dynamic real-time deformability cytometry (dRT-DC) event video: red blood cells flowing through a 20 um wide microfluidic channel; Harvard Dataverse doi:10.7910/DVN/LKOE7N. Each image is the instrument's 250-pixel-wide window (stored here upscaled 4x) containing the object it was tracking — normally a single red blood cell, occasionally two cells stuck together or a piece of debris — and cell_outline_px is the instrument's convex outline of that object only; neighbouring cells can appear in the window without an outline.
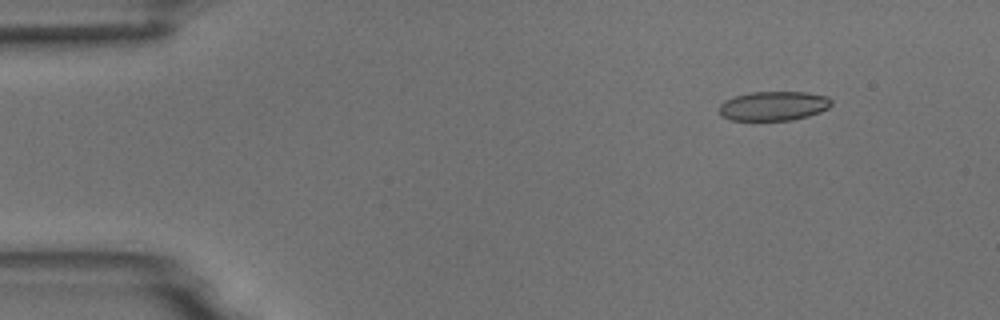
{"species": "common noctule bat (a hibernating species)", "species_latin": "Nyctalus noctula", "temperature_condition": "room temperature", "stored_images_in_passage": 7, "camera_frame_rate_fps": 3000, "um_per_image_px": 0.085, "animal": {"sex": "male", "body_mass_g": 18.8}, "frame": {"image": 1, "passage_image": 1, "time_ms": 0.0, "image_size_px": [1000, 320], "cell_outline_px": [[832, 104], [828, 108], [820, 112], [808, 116], [792, 120], [732, 120], [724, 116], [720, 112], [720, 104], [724, 100], [736, 96], [752, 92], [808, 92], [828, 96], [832, 100]], "centroid_in_image_um": [65.8, 9.0], "position_along_channel_um": 19.2, "area_um2": 19.13}}
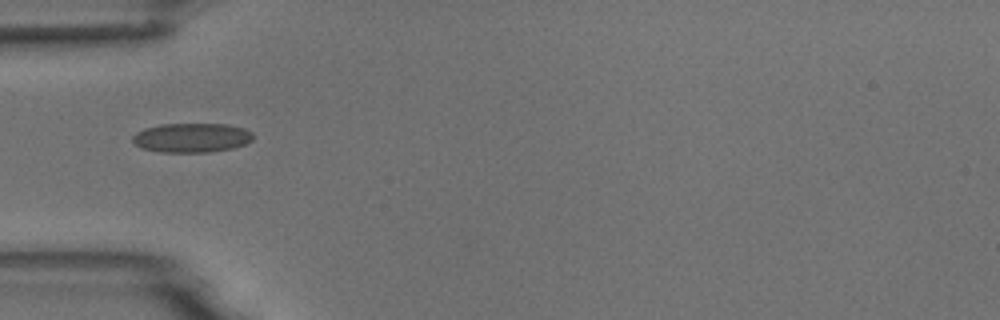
{"frame": {"image": 2, "passage_image": 4, "time_ms": 3.667, "image_size_px": [1000, 320], "cell_outline_px": [[252, 140], [244, 144], [232, 148], [208, 152], [160, 152], [140, 148], [132, 140], [132, 136], [136, 132], [144, 128], [160, 124], [228, 124], [244, 128], [252, 132]], "centroid_in_image_um": [16.26, 11.7], "position_along_channel_um": 68.7, "area_um2": 20.63}}